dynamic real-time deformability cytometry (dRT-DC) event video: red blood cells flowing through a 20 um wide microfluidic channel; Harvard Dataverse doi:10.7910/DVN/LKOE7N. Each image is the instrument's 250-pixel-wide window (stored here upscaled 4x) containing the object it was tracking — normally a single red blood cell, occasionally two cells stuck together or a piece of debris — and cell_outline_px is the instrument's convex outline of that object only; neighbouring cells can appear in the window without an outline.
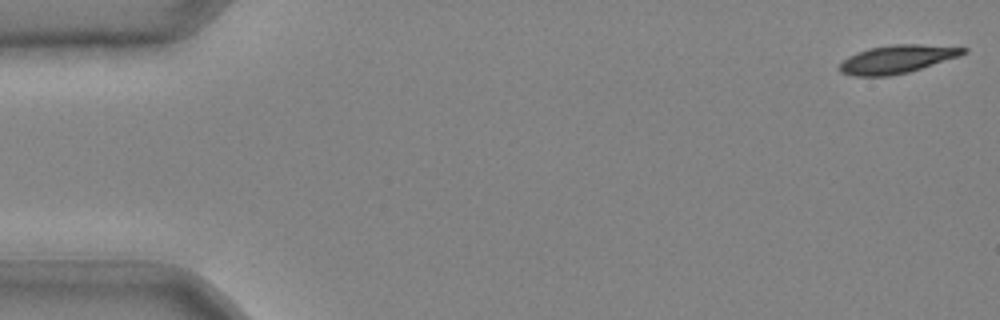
{"species": "common noctule bat (a hibernating species)", "species_latin": "Nyctalus noctula", "temperature_condition": "cold", "stored_images_in_passage": 39, "camera_frame_rate_fps": 3000, "um_per_image_px": 0.085, "animal": {"sex": "male", "body_mass_g": 20.4}, "frame": {"image": 1, "passage_image": 1, "time_ms": 0.0, "image_size_px": [1000, 320], "cell_outline_px": [[968, 52], [960, 56], [908, 72], [888, 76], [856, 76], [840, 72], [840, 64], [848, 56], [856, 52], [868, 48], [892, 44], [920, 44], [968, 48]], "centroid_in_image_um": [76.26, 5.02], "position_along_channel_um": 8.7, "area_um2": 20.23}}
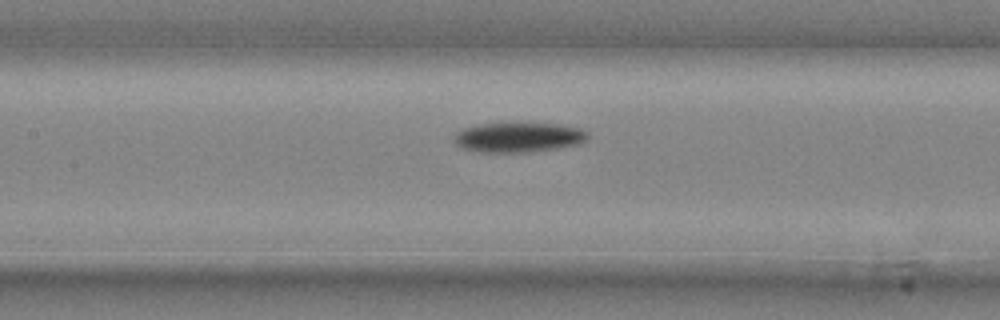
{"frame": {"image": 2, "passage_image": 20, "time_ms": 6.333, "image_size_px": [1000, 320], "cell_outline_px": [[588, 136], [584, 140], [576, 144], [556, 148], [528, 152], [480, 152], [460, 148], [456, 144], [456, 132], [464, 128], [480, 124], [564, 124], [580, 128], [588, 132]], "centroid_in_image_um": [44.07, 11.68], "position_along_channel_um": 163.3, "area_um2": 22.83}}
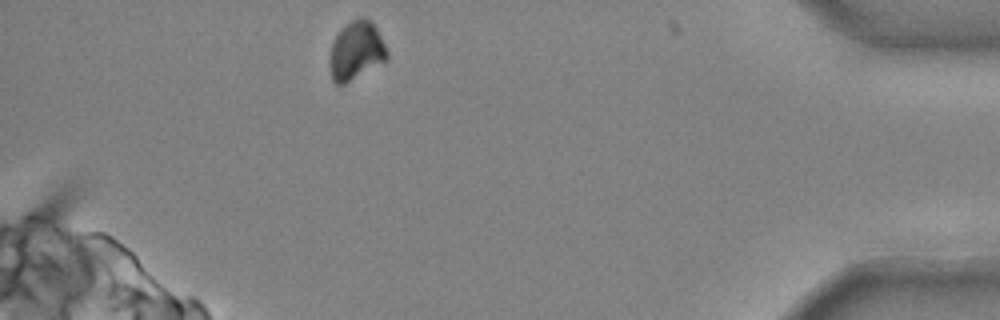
{"frame": {"image": 3, "passage_image": 39, "time_ms": 12.667, "image_size_px": [1000, 320], "cell_outline_px": [[388, 60], [344, 84], [336, 84], [332, 80], [328, 60], [332, 44], [340, 28], [352, 20], [364, 16], [372, 20], [388, 52]], "centroid_in_image_um": [30.27, 4.3], "position_along_channel_um": 404.9, "area_um2": 19.71}}